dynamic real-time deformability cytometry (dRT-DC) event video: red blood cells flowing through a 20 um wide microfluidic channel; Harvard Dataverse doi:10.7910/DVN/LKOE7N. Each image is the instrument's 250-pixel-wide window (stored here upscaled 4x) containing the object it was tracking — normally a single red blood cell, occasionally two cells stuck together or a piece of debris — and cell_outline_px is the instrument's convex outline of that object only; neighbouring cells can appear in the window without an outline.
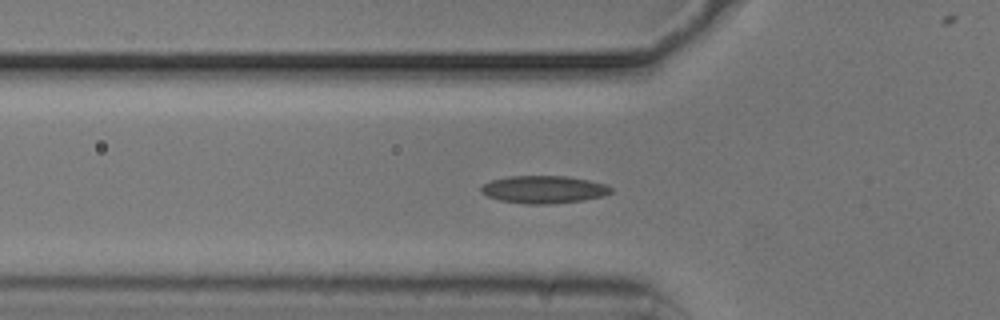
{"species": "common noctule bat (a hibernating species)", "species_latin": "Nyctalus noctula", "temperature_condition": "cold", "stored_images_in_passage": 42, "camera_frame_rate_fps": 3000, "um_per_image_px": 0.085, "animal": {"sex": "male", "body_mass_g": 20.5, "forearm_length_mm": 52.5}, "frame": {"image": 1, "passage_image": 5, "time_ms": 1.333, "image_size_px": [1000, 320], "cell_outline_px": [[612, 192], [604, 196], [584, 200], [548, 204], [528, 204], [500, 200], [488, 196], [480, 192], [480, 188], [484, 184], [492, 180], [508, 176], [568, 176], [588, 180], [604, 184], [612, 188]], "centroid_in_image_um": [46.22, 16.1], "position_along_channel_um": 79.6, "area_um2": 20.81}}
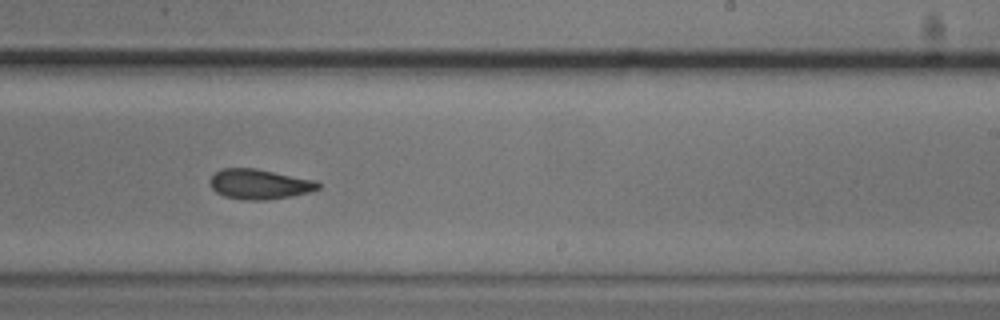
{"frame": {"image": 2, "passage_image": 20, "time_ms": 6.333, "image_size_px": [1000, 320], "cell_outline_px": [[320, 188], [308, 192], [292, 196], [264, 200], [248, 200], [224, 196], [216, 192], [212, 188], [208, 180], [220, 168], [256, 168], [316, 180], [320, 184]], "centroid_in_image_um": [22.04, 15.64], "position_along_channel_um": 267.0, "area_um2": 18.96}}
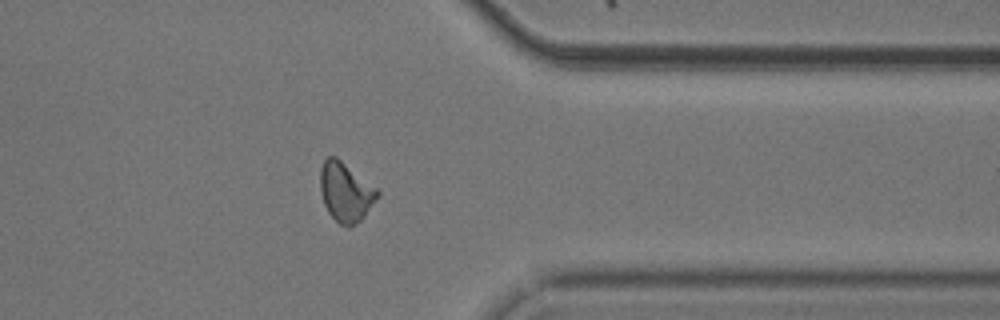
{"frame": {"image": 3, "passage_image": 30, "time_ms": 9.667, "image_size_px": [1000, 320], "cell_outline_px": [[380, 196], [364, 216], [356, 224], [348, 228], [340, 224], [328, 212], [324, 204], [320, 188], [320, 168], [324, 160], [328, 156], [336, 156], [376, 188], [380, 192]], "centroid_in_image_um": [29.38, 16.33], "position_along_channel_um": 382.0, "area_um2": 19.71}, "authors_computed_cell_mechanics": {"area_um2": 19.1607, "velocity_mm_per_s": 3.7342, "shape_relaxation_time_tau1_ms": 6.7338, "shape_relaxation_time_tau2_ms": 3.1516, "deformation_change_tau1": 0.1331, "deformation_change_tau2": 0.0988}}